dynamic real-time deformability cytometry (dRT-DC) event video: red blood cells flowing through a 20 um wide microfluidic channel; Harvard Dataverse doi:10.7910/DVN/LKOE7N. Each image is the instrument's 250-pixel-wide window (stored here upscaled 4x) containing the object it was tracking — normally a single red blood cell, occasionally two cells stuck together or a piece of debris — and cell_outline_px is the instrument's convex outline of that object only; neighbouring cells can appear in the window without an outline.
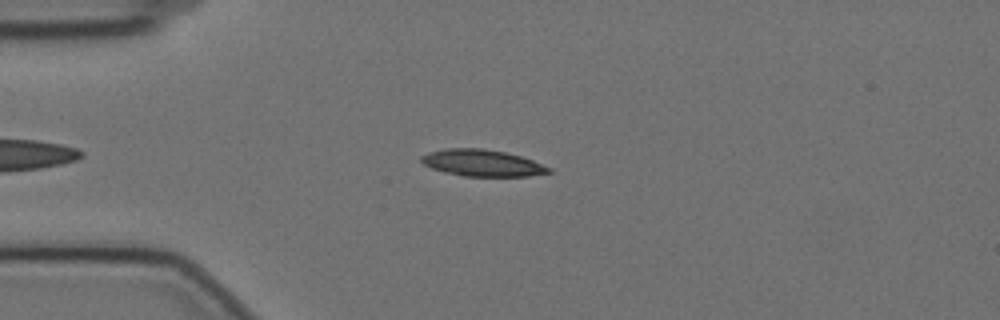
{"species": "Egyptian fruit bat (a non-hibernating species)", "species_latin": "Rousettus aegyptiacus", "temperature_condition": "cold", "stored_images_in_passage": 53, "camera_frame_rate_fps": 3000, "um_per_image_px": 0.085, "animal": {"sex": "female"}, "frame": {"image": 1, "passage_image": 10, "time_ms": 3.0, "image_size_px": [1000, 320], "cell_outline_px": [[552, 172], [528, 176], [464, 176], [444, 172], [432, 168], [424, 164], [420, 160], [420, 156], [428, 152], [444, 148], [484, 148], [504, 152], [520, 156], [532, 160], [552, 168]], "centroid_in_image_um": [40.97, 13.84], "position_along_channel_um": 44.0, "area_um2": 19.83}}
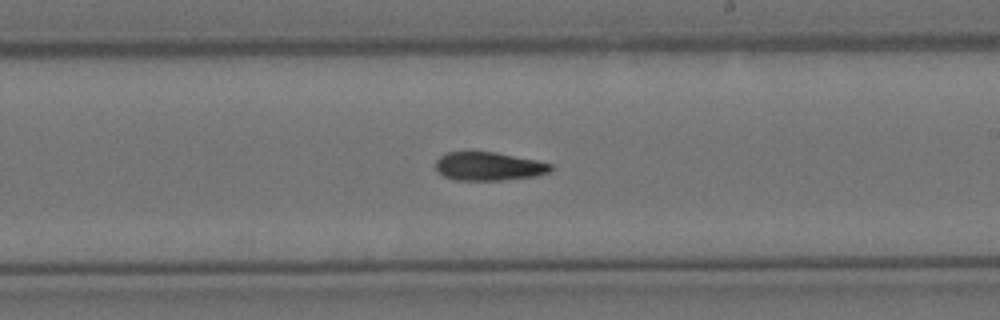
{"frame": {"image": 2, "passage_image": 29, "time_ms": 9.333, "image_size_px": [1000, 320], "cell_outline_px": [[556, 168], [548, 172], [536, 176], [500, 180], [456, 180], [444, 176], [436, 172], [436, 160], [440, 156], [448, 152], [496, 152], [536, 160], [552, 164]], "centroid_in_image_um": [41.55, 14.14], "position_along_channel_um": 247.5, "area_um2": 19.13}}
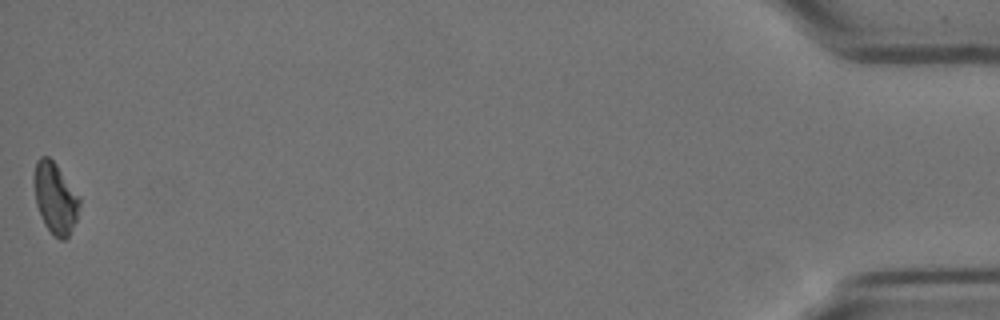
{"frame": {"image": 3, "passage_image": 53, "time_ms": 17.333, "image_size_px": [1000, 320], "cell_outline_px": [[80, 204], [76, 220], [68, 236], [64, 240], [60, 240], [44, 224], [36, 204], [32, 180], [32, 176], [36, 160], [40, 156], [48, 156], [56, 164], [80, 196]], "centroid_in_image_um": [4.67, 16.79], "position_along_channel_um": 430.5, "area_um2": 18.96}, "authors_computed_cell_mechanics": {"area_um2": 19.5364, "velocity_mm_per_s": 3.5072, "shape_relaxation_time_tau1_ms": 6.4196, "shape_relaxation_time_tau2_ms": null, "deformation_change_tau1": 0.1527, "deformation_change_tau2": null}}